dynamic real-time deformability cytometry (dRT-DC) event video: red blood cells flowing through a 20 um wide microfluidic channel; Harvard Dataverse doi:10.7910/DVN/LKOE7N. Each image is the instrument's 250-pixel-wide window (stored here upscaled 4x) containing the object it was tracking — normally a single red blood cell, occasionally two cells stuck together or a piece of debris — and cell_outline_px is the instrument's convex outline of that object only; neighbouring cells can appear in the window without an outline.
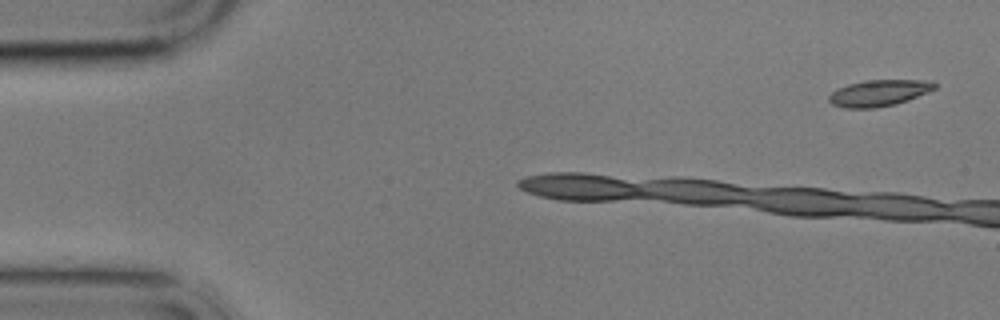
{"species": "common noctule bat (a hibernating species)", "species_latin": "Nyctalus noctula", "temperature_condition": "cold", "stored_images_in_passage": 4, "camera_frame_rate_fps": 3000, "um_per_image_px": 0.085, "animal": {"sex": "male", "body_mass_g": 17.9}, "frame": {"image": 1, "passage_image": 1, "time_ms": 0.0, "image_size_px": [1000, 320], "cell_outline_px": [[936, 88], [928, 92], [908, 100], [896, 104], [876, 108], [844, 108], [832, 104], [828, 100], [828, 96], [836, 88], [848, 84], [864, 80], [932, 80], [936, 84]], "centroid_in_image_um": [74.7, 7.9], "position_along_channel_um": 10.3, "area_um2": 16.42}}